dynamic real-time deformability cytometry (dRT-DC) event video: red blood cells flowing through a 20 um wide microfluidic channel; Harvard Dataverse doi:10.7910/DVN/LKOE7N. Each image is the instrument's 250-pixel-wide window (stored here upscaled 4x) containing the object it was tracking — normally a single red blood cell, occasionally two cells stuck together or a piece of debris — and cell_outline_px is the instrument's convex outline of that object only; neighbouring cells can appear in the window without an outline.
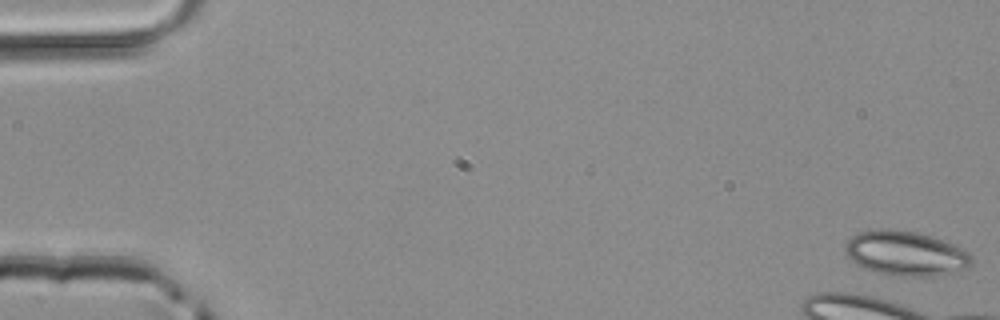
{"species": "common noctule bat (a hibernating species)", "species_latin": "Nyctalus noctula", "temperature_condition": "room temperature", "stored_images_in_passage": 4, "camera_frame_rate_fps": 3000, "um_per_image_px": 0.085, "animal": {"sex": "male", "body_mass_g": 20.4}, "frame": {"image": 1, "passage_image": 1, "time_ms": 0.0, "image_size_px": [1000, 320], "cell_outline_px": [[972, 264], [968, 268], [932, 276], [888, 276], [876, 272], [856, 264], [844, 252], [844, 244], [852, 236], [860, 232], [876, 228], [888, 228], [916, 232], [932, 236], [964, 248], [972, 256]], "centroid_in_image_um": [76.97, 21.53], "position_along_channel_um": 8.0, "area_um2": 33.18}}